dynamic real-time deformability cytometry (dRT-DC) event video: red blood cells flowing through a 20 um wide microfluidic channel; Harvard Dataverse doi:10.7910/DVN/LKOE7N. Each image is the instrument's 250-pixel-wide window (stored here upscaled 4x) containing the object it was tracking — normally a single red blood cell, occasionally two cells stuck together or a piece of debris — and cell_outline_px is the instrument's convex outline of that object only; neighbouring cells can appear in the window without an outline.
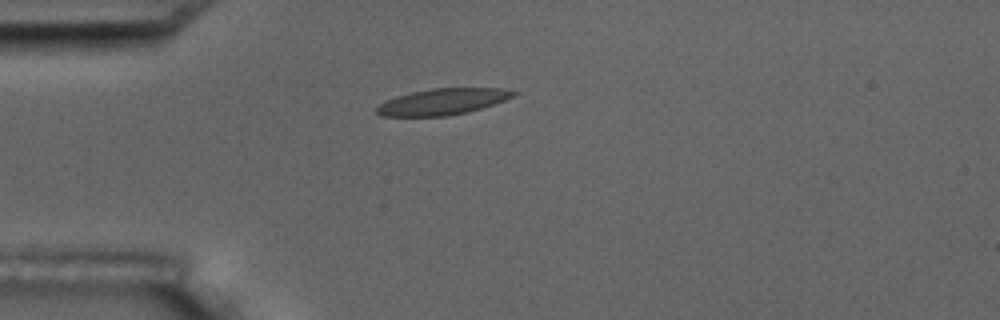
{"species": "common noctule bat (a hibernating species)", "species_latin": "Nyctalus noctula", "temperature_condition": "room temperature", "stored_images_in_passage": 13, "camera_frame_rate_fps": 3000, "um_per_image_px": 0.085, "animal": {"sex": "male", "body_mass_g": 17.5, "forearm_length_mm": 52.3}, "frame": {"image": 1, "passage_image": 1, "time_ms": 0.0, "image_size_px": [1000, 320], "cell_outline_px": [[520, 92], [504, 100], [468, 112], [448, 116], [380, 116], [376, 112], [376, 108], [384, 100], [396, 96], [412, 92], [432, 88], [500, 88]], "centroid_in_image_um": [37.58, 8.64], "position_along_channel_um": 47.4, "area_um2": 20.81}}
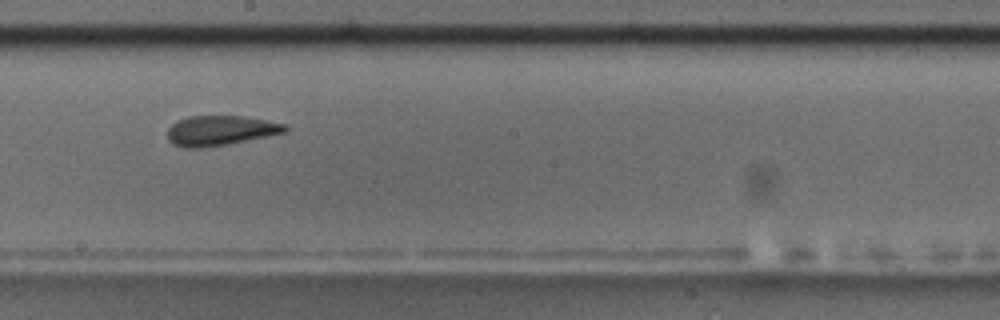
{"frame": {"image": 2, "passage_image": 6, "time_ms": 5.667, "image_size_px": [1000, 320], "cell_outline_px": [[288, 128], [284, 132], [224, 144], [200, 148], [184, 148], [172, 144], [168, 140], [168, 128], [176, 120], [188, 116], [244, 116], [288, 124]], "centroid_in_image_um": [18.67, 11.08], "position_along_channel_um": 229.5, "area_um2": 20.29}, "authors_computed_cell_mechanics": {"area_um2": 20.9814, "velocity_mm_per_s": 3.483, "shape_relaxation_time_tau1_ms": null, "shape_relaxation_time_tau2_ms": 1.5342, "deformation_change_tau1": null, "deformation_change_tau2": 0.0447}}